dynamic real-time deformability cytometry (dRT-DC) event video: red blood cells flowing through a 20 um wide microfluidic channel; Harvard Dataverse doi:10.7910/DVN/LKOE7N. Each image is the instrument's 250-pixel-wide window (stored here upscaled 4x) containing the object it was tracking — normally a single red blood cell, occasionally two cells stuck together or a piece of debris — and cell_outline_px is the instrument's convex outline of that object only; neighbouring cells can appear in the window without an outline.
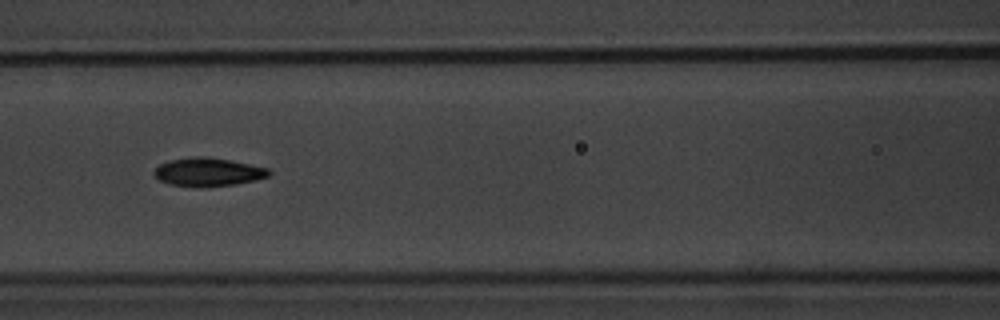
{"species": "common noctule bat (a hibernating species)", "species_latin": "Nyctalus noctula", "temperature_condition": "warm", "stored_images_in_passage": 7, "camera_frame_rate_fps": 3000, "um_per_image_px": 0.085, "animal": {"sex": "male", "body_mass_g": 20.1, "forearm_length_mm": 53.5}, "frame": {"image": 1, "passage_image": 7, "time_ms": 8.667, "image_size_px": [1000, 320], "cell_outline_px": [[272, 172], [268, 176], [236, 184], [204, 188], [196, 188], [168, 184], [152, 176], [152, 172], [160, 164], [168, 160], [192, 156], [208, 156], [268, 168]], "centroid_in_image_um": [17.61, 14.63], "position_along_channel_um": 149.0, "area_um2": 19.31}}